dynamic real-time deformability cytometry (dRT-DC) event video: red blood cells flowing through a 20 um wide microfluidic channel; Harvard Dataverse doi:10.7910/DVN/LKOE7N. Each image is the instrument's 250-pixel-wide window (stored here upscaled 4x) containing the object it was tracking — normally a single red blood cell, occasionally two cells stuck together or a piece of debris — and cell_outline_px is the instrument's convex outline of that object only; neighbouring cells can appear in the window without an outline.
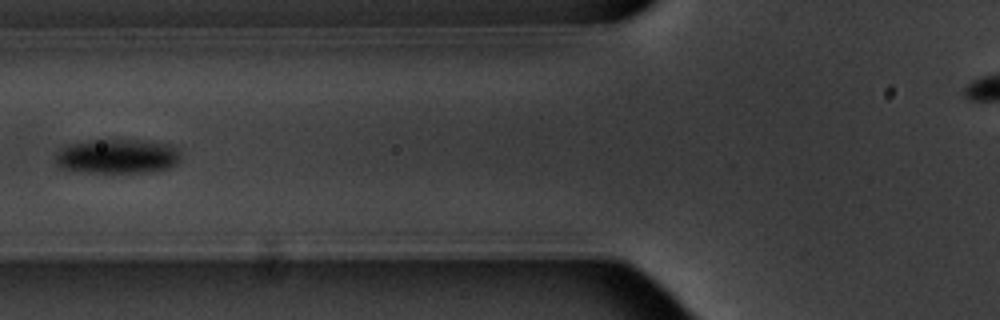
{"species": "common noctule bat (a hibernating species)", "species_latin": "Nyctalus noctula", "temperature_condition": "warm", "stored_images_in_passage": 5, "camera_frame_rate_fps": 3000, "um_per_image_px": 0.085, "animal": {"sex": "male", "body_mass_g": 20.1, "forearm_length_mm": 53.5}, "frame": {"image": 1, "passage_image": 3, "time_ms": 2.667, "image_size_px": [1000, 320], "cell_outline_px": [[180, 160], [176, 164], [168, 168], [152, 172], [84, 172], [60, 168], [56, 164], [56, 152], [60, 148], [68, 144], [92, 140], [152, 140], [172, 144], [180, 148]], "centroid_in_image_um": [10.02, 13.27], "position_along_channel_um": 115.8, "area_um2": 25.66}}